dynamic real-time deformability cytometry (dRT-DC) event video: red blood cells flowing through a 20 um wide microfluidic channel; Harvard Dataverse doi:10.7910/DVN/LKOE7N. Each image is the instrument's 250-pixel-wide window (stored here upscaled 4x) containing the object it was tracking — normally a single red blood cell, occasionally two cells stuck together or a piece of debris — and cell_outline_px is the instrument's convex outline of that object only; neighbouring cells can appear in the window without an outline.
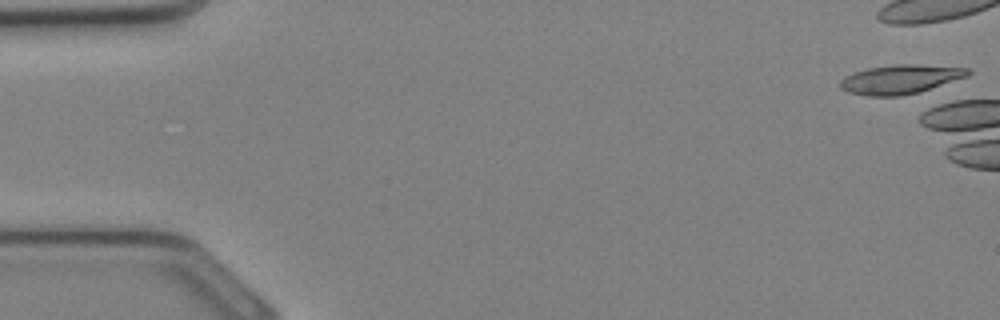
{"species": "Egyptian fruit bat (a non-hibernating species)", "species_latin": "Rousettus aegyptiacus", "temperature_condition": "cold", "stored_images_in_passage": 4, "camera_frame_rate_fps": 3000, "um_per_image_px": 0.085, "animal": {"sex": "female"}, "frame": {"image": 1, "passage_image": 1, "time_ms": 0.0, "image_size_px": [1000, 320], "cell_outline_px": [[972, 72], [968, 76], [920, 92], [900, 96], [868, 96], [848, 92], [840, 88], [840, 80], [844, 76], [868, 68], [896, 64], [912, 64], [968, 68]], "centroid_in_image_um": [76.53, 6.74], "position_along_channel_um": 8.5, "area_um2": 21.62}}